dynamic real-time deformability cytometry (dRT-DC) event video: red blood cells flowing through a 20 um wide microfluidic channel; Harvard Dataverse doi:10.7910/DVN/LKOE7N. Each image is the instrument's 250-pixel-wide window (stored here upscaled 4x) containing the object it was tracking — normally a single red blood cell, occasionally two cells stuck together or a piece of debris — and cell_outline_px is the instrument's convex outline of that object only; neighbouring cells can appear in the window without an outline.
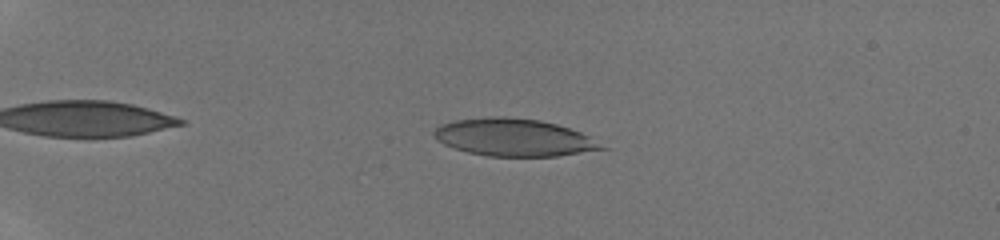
{"species": "human", "species_latin": "Homo sapiens", "temperature_condition": "room temperature", "stored_images_in_passage": 49, "camera_frame_rate_fps": 3000, "um_per_image_px": 0.085, "donor": {"sex": "male"}, "frame": {"image": 1, "passage_image": 12, "time_ms": 3.667, "image_size_px": [1000, 240], "cell_outline_px": [[612, 148], [556, 156], [488, 156], [468, 152], [444, 144], [436, 140], [432, 132], [440, 124], [456, 120], [488, 116], [504, 116], [540, 120], [556, 124], [580, 132]], "centroid_in_image_um": [43.69, 11.68], "position_along_channel_um": 41.3, "area_um2": 36.65}}
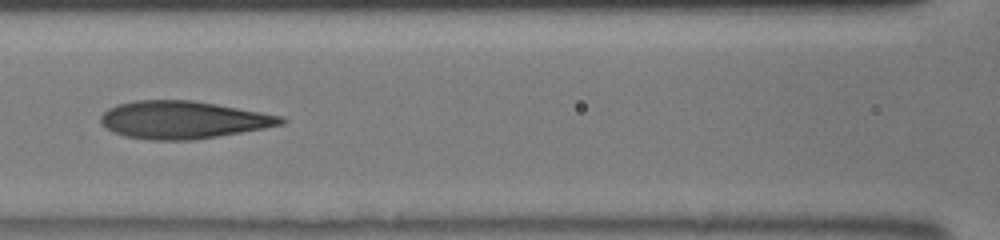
{"frame": {"image": 2, "passage_image": 25, "time_ms": 8.0, "image_size_px": [1000, 240], "cell_outline_px": [[288, 120], [284, 124], [264, 128], [196, 140], [148, 140], [124, 136], [108, 128], [100, 120], [100, 116], [108, 108], [116, 104], [136, 100], [192, 100], [216, 104], [284, 116]], "centroid_in_image_um": [15.58, 10.18], "position_along_channel_um": 151.0, "area_um2": 39.54}}
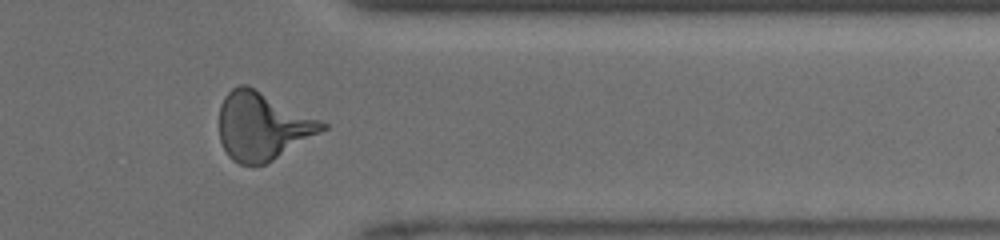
{"frame": {"image": 3, "passage_image": 42, "time_ms": 13.667, "image_size_px": [1000, 240], "cell_outline_px": [[328, 128], [272, 160], [264, 164], [240, 164], [232, 160], [228, 156], [220, 140], [220, 104], [224, 96], [232, 88], [240, 84], [248, 84], [328, 124]], "centroid_in_image_um": [22.29, 10.7], "position_along_channel_um": 389.1, "area_um2": 40.4}, "authors_computed_cell_mechanics": {"area_um2": 38.4948, "velocity_mm_per_s": 4.2542, "shape_relaxation_time_tau1_ms": 7.8382, "shape_relaxation_time_tau2_ms": 1.1884, "deformation_change_tau1": 0.2882, "deformation_change_tau2": 0.1022}}